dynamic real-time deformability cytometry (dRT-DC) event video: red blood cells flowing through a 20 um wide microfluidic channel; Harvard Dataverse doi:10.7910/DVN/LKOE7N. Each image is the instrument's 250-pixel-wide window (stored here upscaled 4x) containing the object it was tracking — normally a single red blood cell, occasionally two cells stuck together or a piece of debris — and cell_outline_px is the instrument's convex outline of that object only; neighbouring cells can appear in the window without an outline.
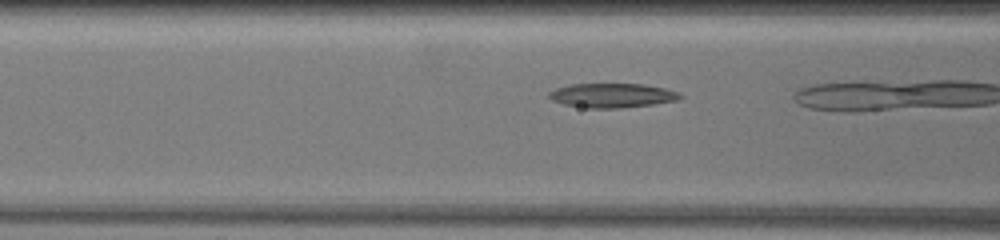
{"species": "common noctule bat (a hibernating species)", "species_latin": "Nyctalus noctula", "temperature_condition": "warm", "stored_images_in_passage": 6, "camera_frame_rate_fps": 3000, "um_per_image_px": 0.085, "animal": {"sex": "female", "body_mass_g": 19.5, "forearm_length_mm": 54.1}, "frame": {"image": 1, "passage_image": 4, "time_ms": 1.0, "image_size_px": [1000, 240], "cell_outline_px": [[684, 96], [676, 100], [652, 104], [616, 108], [588, 108], [564, 104], [552, 100], [548, 96], [548, 92], [556, 88], [572, 84], [644, 84], [664, 88], [680, 92]], "centroid_in_image_um": [52.03, 8.1], "position_along_channel_um": 114.6, "area_um2": 18.44}}